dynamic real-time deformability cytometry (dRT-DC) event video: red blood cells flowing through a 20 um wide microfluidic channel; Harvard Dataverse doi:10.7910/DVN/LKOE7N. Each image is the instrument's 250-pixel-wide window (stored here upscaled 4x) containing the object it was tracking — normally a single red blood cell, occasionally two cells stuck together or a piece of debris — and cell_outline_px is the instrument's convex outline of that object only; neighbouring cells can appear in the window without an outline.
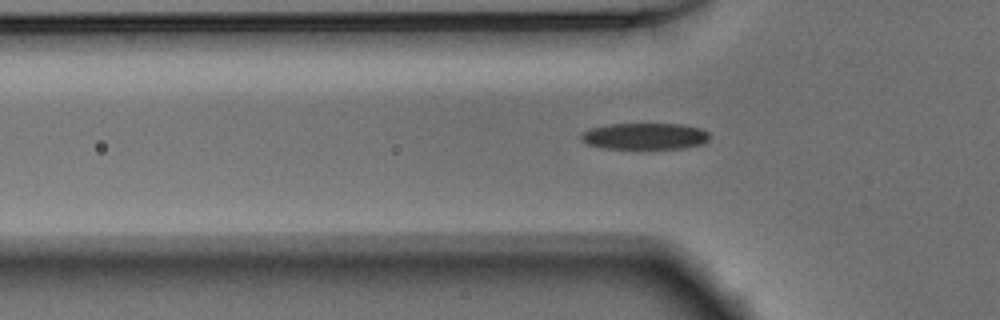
{"species": "Egyptian fruit bat (a non-hibernating species)", "species_latin": "Rousettus aegyptiacus", "temperature_condition": "warm", "stored_images_in_passage": 39, "camera_frame_rate_fps": 3000, "um_per_image_px": 0.085, "animal": {"sex": "male"}, "frame": {"image": 1, "passage_image": 4, "time_ms": 1.0, "image_size_px": [1000, 320], "cell_outline_px": [[712, 136], [704, 144], [684, 148], [640, 152], [604, 148], [588, 144], [580, 140], [580, 132], [588, 128], [608, 124], [680, 124], [700, 128], [708, 132]], "centroid_in_image_um": [54.79, 11.63], "position_along_channel_um": 71.0, "area_um2": 21.15}}
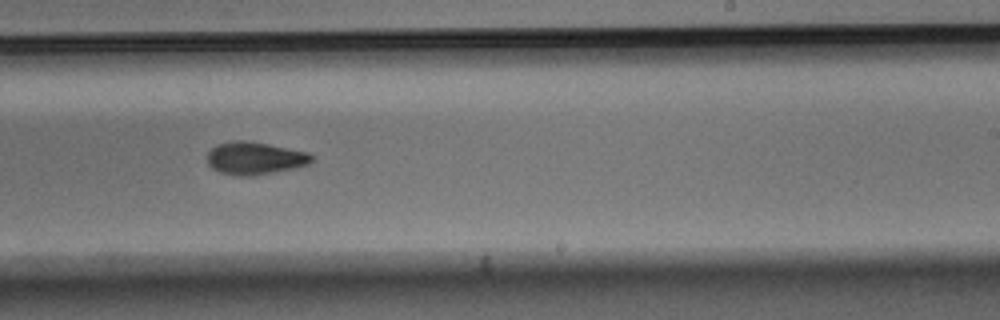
{"frame": {"image": 2, "passage_image": 19, "time_ms": 6.0, "image_size_px": [1000, 320], "cell_outline_px": [[312, 160], [308, 164], [296, 168], [252, 176], [240, 176], [220, 172], [212, 168], [208, 164], [208, 152], [216, 144], [232, 140], [244, 140], [268, 144], [308, 152], [312, 156]], "centroid_in_image_um": [21.65, 13.44], "position_along_channel_um": 267.4, "area_um2": 19.83}}
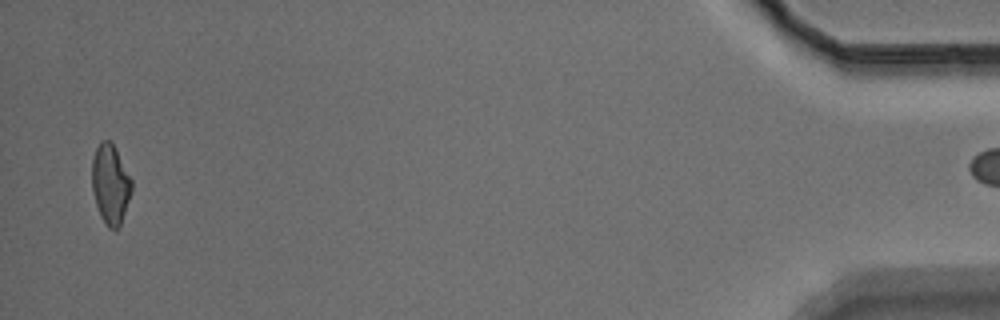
{"frame": {"image": 3, "passage_image": 38, "time_ms": 12.333, "image_size_px": [1000, 320], "cell_outline_px": [[132, 192], [120, 224], [116, 228], [108, 228], [100, 216], [96, 204], [92, 188], [92, 160], [96, 148], [100, 140], [108, 140], [116, 148], [132, 180]], "centroid_in_image_um": [9.38, 15.63], "position_along_channel_um": 425.8, "area_um2": 18.32}}